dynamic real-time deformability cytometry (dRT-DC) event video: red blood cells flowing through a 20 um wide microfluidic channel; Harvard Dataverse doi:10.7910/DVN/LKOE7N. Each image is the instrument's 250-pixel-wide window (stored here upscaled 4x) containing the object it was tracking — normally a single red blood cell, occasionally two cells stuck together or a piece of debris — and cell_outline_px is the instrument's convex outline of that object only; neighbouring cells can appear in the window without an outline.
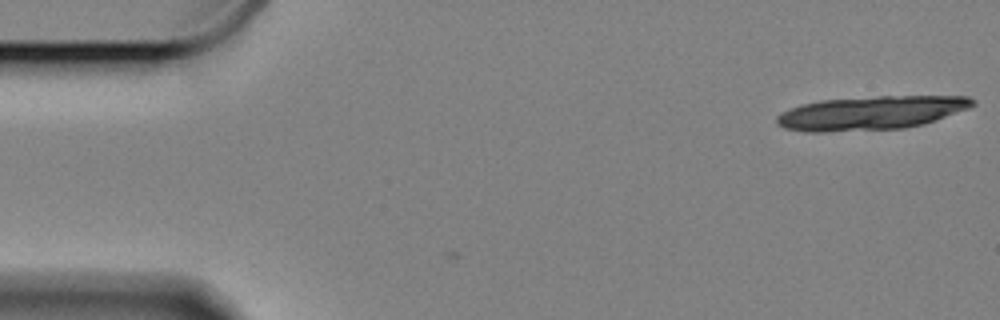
{"species": "Egyptian fruit bat (a non-hibernating species)", "species_latin": "Rousettus aegyptiacus", "temperature_condition": "cold", "stored_images_in_passage": 3, "camera_frame_rate_fps": 3000, "um_per_image_px": 0.085, "animal": {"sex": "female"}, "frame": {"image": 1, "passage_image": 1, "time_ms": 0.0, "image_size_px": [1000, 320], "cell_outline_px": [[976, 104], [968, 108], [924, 124], [904, 128], [824, 132], [808, 132], [784, 128], [776, 124], [776, 116], [800, 104], [820, 100], [880, 96], [968, 96], [976, 100]], "centroid_in_image_um": [74.03, 9.59], "position_along_channel_um": 11.0, "area_um2": 38.44}}